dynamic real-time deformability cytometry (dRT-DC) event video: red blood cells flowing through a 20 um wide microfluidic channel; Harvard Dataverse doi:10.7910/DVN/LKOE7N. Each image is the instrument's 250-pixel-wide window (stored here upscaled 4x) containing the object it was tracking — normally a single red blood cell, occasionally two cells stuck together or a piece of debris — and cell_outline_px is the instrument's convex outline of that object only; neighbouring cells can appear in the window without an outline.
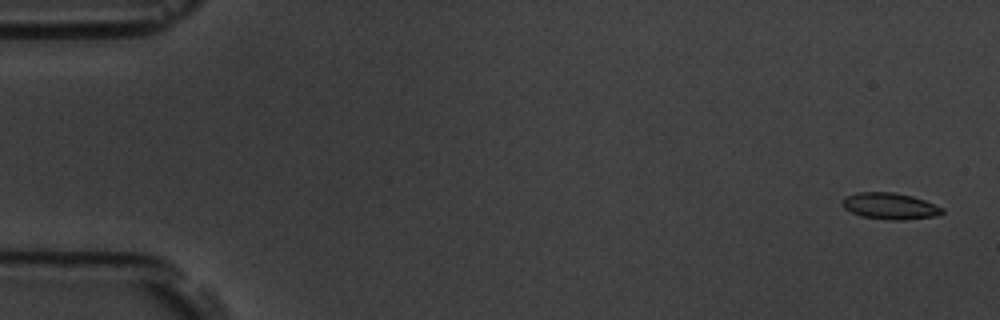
{"species": "common noctule bat (a hibernating species)", "species_latin": "Nyctalus noctula", "temperature_condition": "room temperature", "stored_images_in_passage": 5, "camera_frame_rate_fps": 3000, "um_per_image_px": 0.085, "animal": {"sex": "male", "body_mass_g": 19.5, "forearm_length_mm": 54.6}, "frame": {"image": 1, "passage_image": 1, "time_ms": 0.0, "image_size_px": [1000, 320], "cell_outline_px": [[944, 212], [940, 216], [904, 220], [892, 220], [860, 216], [844, 208], [840, 204], [844, 196], [856, 192], [892, 192], [912, 196], [924, 200], [944, 208]], "centroid_in_image_um": [75.64, 17.52], "position_along_channel_um": 9.4, "area_um2": 15.61}}
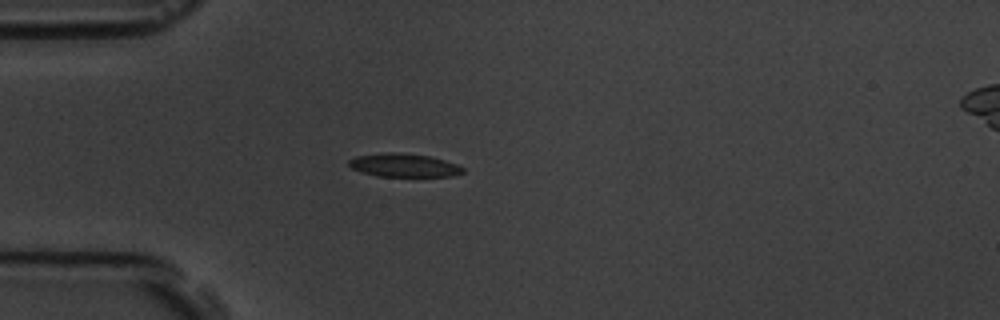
{"frame": {"image": 2, "passage_image": 5, "time_ms": 4.667, "image_size_px": [1000, 320], "cell_outline_px": [[464, 172], [452, 176], [376, 176], [352, 168], [348, 164], [348, 160], [356, 156], [384, 152], [400, 152], [428, 156], [444, 160], [456, 164], [464, 168]], "centroid_in_image_um": [34.32, 14.04], "position_along_channel_um": 50.7, "area_um2": 15.43}}